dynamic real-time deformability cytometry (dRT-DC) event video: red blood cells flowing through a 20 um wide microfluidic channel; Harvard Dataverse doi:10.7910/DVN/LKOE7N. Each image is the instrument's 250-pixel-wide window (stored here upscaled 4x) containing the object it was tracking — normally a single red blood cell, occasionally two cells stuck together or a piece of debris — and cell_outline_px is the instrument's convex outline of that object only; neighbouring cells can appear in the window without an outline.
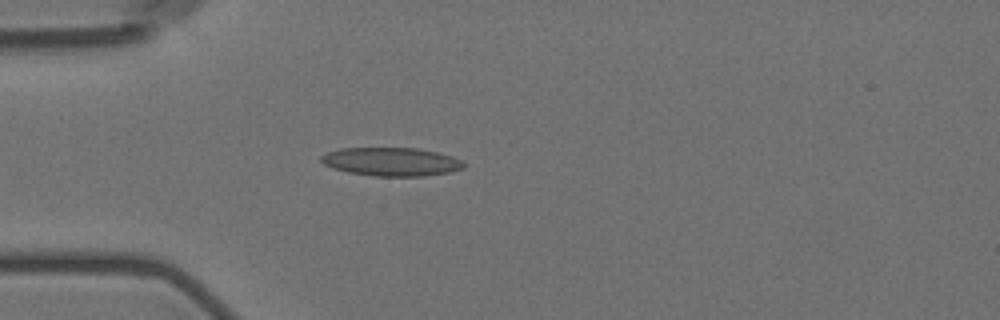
{"species": "Egyptian fruit bat (a non-hibernating species)", "species_latin": "Rousettus aegyptiacus", "temperature_condition": "room temperature", "stored_images_in_passage": 6, "camera_frame_rate_fps": 3000, "um_per_image_px": 0.085, "animal": {"sex": "female"}, "frame": {"image": 1, "passage_image": 4, "time_ms": 4.667, "image_size_px": [1000, 320], "cell_outline_px": [[464, 168], [448, 172], [424, 176], [372, 176], [348, 172], [332, 168], [324, 164], [320, 160], [320, 156], [328, 152], [340, 148], [416, 148], [436, 152], [452, 156], [460, 160], [464, 164]], "centroid_in_image_um": [33.23, 13.75], "position_along_channel_um": 51.8, "area_um2": 23.58}}